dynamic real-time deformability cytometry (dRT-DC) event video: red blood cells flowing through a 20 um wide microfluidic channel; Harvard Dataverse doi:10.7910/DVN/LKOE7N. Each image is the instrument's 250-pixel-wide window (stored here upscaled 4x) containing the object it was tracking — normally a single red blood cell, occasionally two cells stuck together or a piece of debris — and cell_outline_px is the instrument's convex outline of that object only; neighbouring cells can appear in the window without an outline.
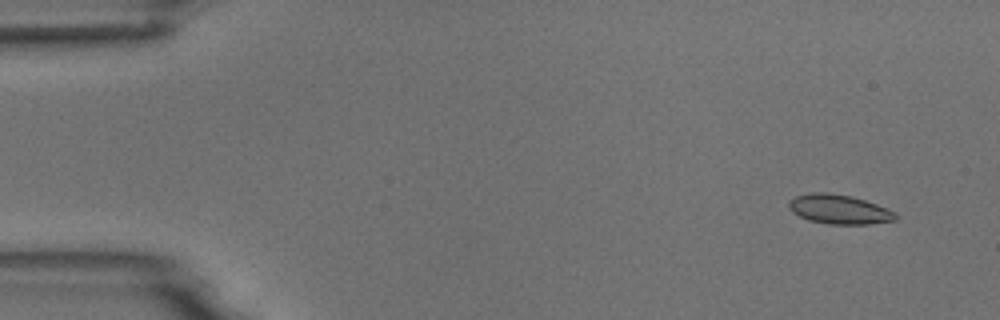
{"species": "common noctule bat (a hibernating species)", "species_latin": "Nyctalus noctula", "temperature_condition": "room temperature", "stored_images_in_passage": 6, "camera_frame_rate_fps": 3000, "um_per_image_px": 0.085, "animal": {"sex": "male", "body_mass_g": 18.8}, "frame": {"image": 1, "passage_image": 1, "time_ms": 0.0, "image_size_px": [1000, 320], "cell_outline_px": [[900, 216], [896, 220], [868, 224], [828, 224], [808, 220], [792, 212], [788, 208], [788, 200], [796, 196], [812, 192], [828, 192], [852, 196], [888, 208], [896, 212]], "centroid_in_image_um": [71.34, 17.79], "position_along_channel_um": 13.7, "area_um2": 18.5}}
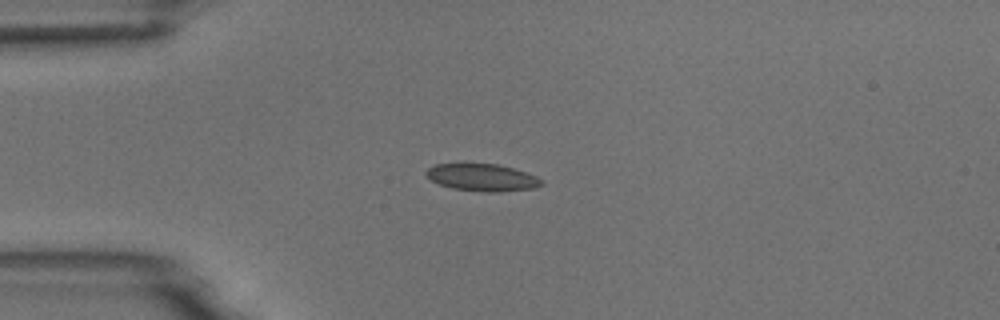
{"frame": {"image": 2, "passage_image": 4, "time_ms": 3.333, "image_size_px": [1000, 320], "cell_outline_px": [[544, 184], [536, 188], [500, 192], [484, 192], [452, 188], [440, 184], [432, 180], [424, 172], [428, 168], [436, 164], [496, 164], [512, 168], [536, 176], [544, 180]], "centroid_in_image_um": [41.03, 15.1], "position_along_channel_um": 44.0, "area_um2": 18.21}}
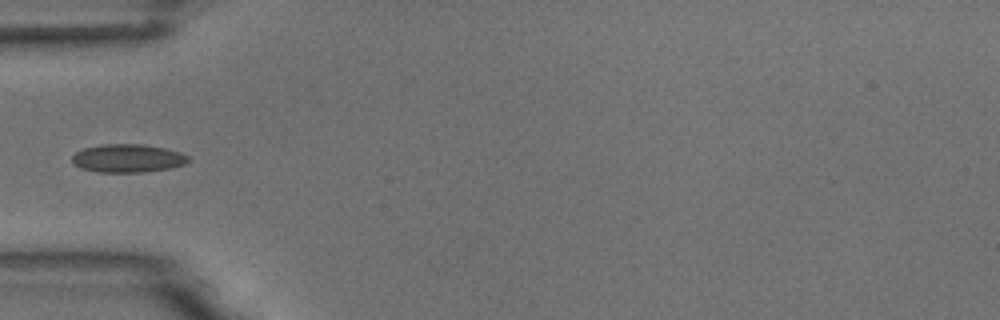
{"frame": {"image": 3, "passage_image": 5, "time_ms": 4.667, "image_size_px": [1000, 320], "cell_outline_px": [[192, 160], [184, 164], [168, 168], [140, 172], [100, 172], [80, 168], [72, 164], [72, 156], [76, 152], [84, 148], [100, 144], [144, 144], [164, 148], [180, 152], [188, 156]], "centroid_in_image_um": [10.84, 13.44], "position_along_channel_um": 74.2, "area_um2": 19.13}}